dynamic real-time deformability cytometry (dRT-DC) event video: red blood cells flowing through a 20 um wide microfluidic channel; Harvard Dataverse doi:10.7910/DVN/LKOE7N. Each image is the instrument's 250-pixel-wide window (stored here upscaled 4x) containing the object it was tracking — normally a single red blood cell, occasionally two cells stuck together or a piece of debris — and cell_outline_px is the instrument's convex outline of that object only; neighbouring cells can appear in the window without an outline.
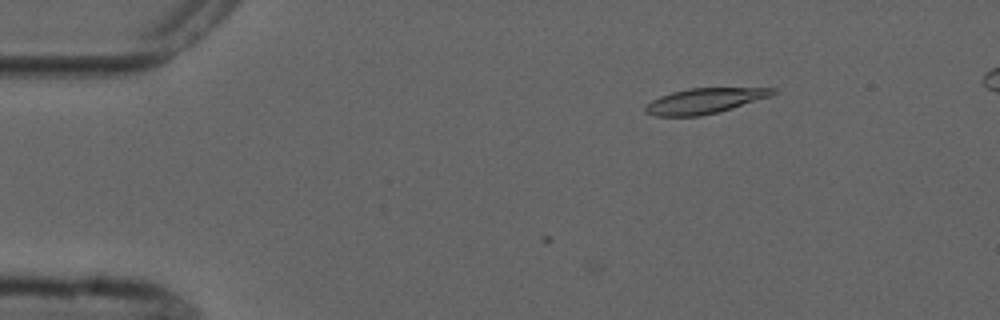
{"species": "common noctule bat (a hibernating species)", "species_latin": "Nyctalus noctula", "temperature_condition": "cold", "stored_images_in_passage": 3, "camera_frame_rate_fps": 3000, "um_per_image_px": 0.085, "animal": {"sex": "male", "forearm_length_mm": 52.5}, "frame": {"image": 1, "passage_image": 3, "time_ms": 2.333, "image_size_px": [1000, 320], "cell_outline_px": [[776, 92], [768, 96], [732, 108], [700, 116], [656, 116], [644, 112], [644, 108], [652, 100], [660, 96], [672, 92], [688, 88], [776, 88]], "centroid_in_image_um": [59.82, 8.57], "position_along_channel_um": 25.2, "area_um2": 18.44}}